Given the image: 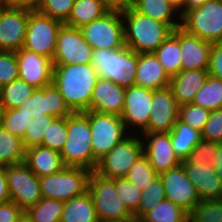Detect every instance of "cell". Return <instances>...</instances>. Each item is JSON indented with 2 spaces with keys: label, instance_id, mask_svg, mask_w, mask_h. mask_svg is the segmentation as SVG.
<instances>
[{
  "label": "cell",
  "instance_id": "6da1fadb",
  "mask_svg": "<svg viewBox=\"0 0 222 222\" xmlns=\"http://www.w3.org/2000/svg\"><path fill=\"white\" fill-rule=\"evenodd\" d=\"M55 119L48 115L46 86L36 88L22 106L3 111L2 127L22 139L25 149L42 144L44 133Z\"/></svg>",
  "mask_w": 222,
  "mask_h": 222
},
{
  "label": "cell",
  "instance_id": "ee69618b",
  "mask_svg": "<svg viewBox=\"0 0 222 222\" xmlns=\"http://www.w3.org/2000/svg\"><path fill=\"white\" fill-rule=\"evenodd\" d=\"M75 0H40L36 9L39 13L65 23L71 13Z\"/></svg>",
  "mask_w": 222,
  "mask_h": 222
},
{
  "label": "cell",
  "instance_id": "4316f807",
  "mask_svg": "<svg viewBox=\"0 0 222 222\" xmlns=\"http://www.w3.org/2000/svg\"><path fill=\"white\" fill-rule=\"evenodd\" d=\"M131 7L142 15L167 24L173 30L181 27L180 13L168 0H136ZM175 18L179 21L176 22Z\"/></svg>",
  "mask_w": 222,
  "mask_h": 222
},
{
  "label": "cell",
  "instance_id": "52a82bcc",
  "mask_svg": "<svg viewBox=\"0 0 222 222\" xmlns=\"http://www.w3.org/2000/svg\"><path fill=\"white\" fill-rule=\"evenodd\" d=\"M92 171L82 167L65 166L61 171L39 178L42 198L67 202L88 191Z\"/></svg>",
  "mask_w": 222,
  "mask_h": 222
},
{
  "label": "cell",
  "instance_id": "681fc988",
  "mask_svg": "<svg viewBox=\"0 0 222 222\" xmlns=\"http://www.w3.org/2000/svg\"><path fill=\"white\" fill-rule=\"evenodd\" d=\"M24 211L12 201L0 204V222H15Z\"/></svg>",
  "mask_w": 222,
  "mask_h": 222
},
{
  "label": "cell",
  "instance_id": "1f68e13d",
  "mask_svg": "<svg viewBox=\"0 0 222 222\" xmlns=\"http://www.w3.org/2000/svg\"><path fill=\"white\" fill-rule=\"evenodd\" d=\"M35 89L26 81L18 78L1 87L0 106L3 110L18 108L33 95Z\"/></svg>",
  "mask_w": 222,
  "mask_h": 222
},
{
  "label": "cell",
  "instance_id": "d6a6232c",
  "mask_svg": "<svg viewBox=\"0 0 222 222\" xmlns=\"http://www.w3.org/2000/svg\"><path fill=\"white\" fill-rule=\"evenodd\" d=\"M188 215L181 207L164 199L145 212L137 222H188Z\"/></svg>",
  "mask_w": 222,
  "mask_h": 222
},
{
  "label": "cell",
  "instance_id": "f5cc1de1",
  "mask_svg": "<svg viewBox=\"0 0 222 222\" xmlns=\"http://www.w3.org/2000/svg\"><path fill=\"white\" fill-rule=\"evenodd\" d=\"M212 167L222 180V143H218V150L212 162Z\"/></svg>",
  "mask_w": 222,
  "mask_h": 222
},
{
  "label": "cell",
  "instance_id": "ab89813d",
  "mask_svg": "<svg viewBox=\"0 0 222 222\" xmlns=\"http://www.w3.org/2000/svg\"><path fill=\"white\" fill-rule=\"evenodd\" d=\"M67 139V117L55 118L44 133L42 146L61 152Z\"/></svg>",
  "mask_w": 222,
  "mask_h": 222
},
{
  "label": "cell",
  "instance_id": "db71d44e",
  "mask_svg": "<svg viewBox=\"0 0 222 222\" xmlns=\"http://www.w3.org/2000/svg\"><path fill=\"white\" fill-rule=\"evenodd\" d=\"M112 9L131 7L136 0H105Z\"/></svg>",
  "mask_w": 222,
  "mask_h": 222
},
{
  "label": "cell",
  "instance_id": "9a60e30c",
  "mask_svg": "<svg viewBox=\"0 0 222 222\" xmlns=\"http://www.w3.org/2000/svg\"><path fill=\"white\" fill-rule=\"evenodd\" d=\"M152 97L153 90L136 85L126 88L121 119L131 134H142L147 129Z\"/></svg>",
  "mask_w": 222,
  "mask_h": 222
},
{
  "label": "cell",
  "instance_id": "ba28073f",
  "mask_svg": "<svg viewBox=\"0 0 222 222\" xmlns=\"http://www.w3.org/2000/svg\"><path fill=\"white\" fill-rule=\"evenodd\" d=\"M181 28L204 41L222 42V0H208L181 16Z\"/></svg>",
  "mask_w": 222,
  "mask_h": 222
},
{
  "label": "cell",
  "instance_id": "816d5d0a",
  "mask_svg": "<svg viewBox=\"0 0 222 222\" xmlns=\"http://www.w3.org/2000/svg\"><path fill=\"white\" fill-rule=\"evenodd\" d=\"M10 201L5 166L0 165V204Z\"/></svg>",
  "mask_w": 222,
  "mask_h": 222
},
{
  "label": "cell",
  "instance_id": "f35d334b",
  "mask_svg": "<svg viewBox=\"0 0 222 222\" xmlns=\"http://www.w3.org/2000/svg\"><path fill=\"white\" fill-rule=\"evenodd\" d=\"M158 175L149 163L148 158L143 154L134 162L125 178L144 190Z\"/></svg>",
  "mask_w": 222,
  "mask_h": 222
},
{
  "label": "cell",
  "instance_id": "603a6c76",
  "mask_svg": "<svg viewBox=\"0 0 222 222\" xmlns=\"http://www.w3.org/2000/svg\"><path fill=\"white\" fill-rule=\"evenodd\" d=\"M183 168L201 200L222 199V180L212 165H183Z\"/></svg>",
  "mask_w": 222,
  "mask_h": 222
},
{
  "label": "cell",
  "instance_id": "f1b7e54d",
  "mask_svg": "<svg viewBox=\"0 0 222 222\" xmlns=\"http://www.w3.org/2000/svg\"><path fill=\"white\" fill-rule=\"evenodd\" d=\"M154 54L170 78L181 72L180 27L173 30Z\"/></svg>",
  "mask_w": 222,
  "mask_h": 222
},
{
  "label": "cell",
  "instance_id": "9f6ffc18",
  "mask_svg": "<svg viewBox=\"0 0 222 222\" xmlns=\"http://www.w3.org/2000/svg\"><path fill=\"white\" fill-rule=\"evenodd\" d=\"M179 12L183 9L185 0H168Z\"/></svg>",
  "mask_w": 222,
  "mask_h": 222
},
{
  "label": "cell",
  "instance_id": "836d02e7",
  "mask_svg": "<svg viewBox=\"0 0 222 222\" xmlns=\"http://www.w3.org/2000/svg\"><path fill=\"white\" fill-rule=\"evenodd\" d=\"M25 147L22 139L0 128V165H15L24 162Z\"/></svg>",
  "mask_w": 222,
  "mask_h": 222
},
{
  "label": "cell",
  "instance_id": "4dcf8cb0",
  "mask_svg": "<svg viewBox=\"0 0 222 222\" xmlns=\"http://www.w3.org/2000/svg\"><path fill=\"white\" fill-rule=\"evenodd\" d=\"M60 222H99L91 194L87 191L64 202Z\"/></svg>",
  "mask_w": 222,
  "mask_h": 222
},
{
  "label": "cell",
  "instance_id": "680465c9",
  "mask_svg": "<svg viewBox=\"0 0 222 222\" xmlns=\"http://www.w3.org/2000/svg\"><path fill=\"white\" fill-rule=\"evenodd\" d=\"M3 108L0 106V128H2L3 123Z\"/></svg>",
  "mask_w": 222,
  "mask_h": 222
},
{
  "label": "cell",
  "instance_id": "d6986e66",
  "mask_svg": "<svg viewBox=\"0 0 222 222\" xmlns=\"http://www.w3.org/2000/svg\"><path fill=\"white\" fill-rule=\"evenodd\" d=\"M143 154L154 170L160 174L181 164L174 153L169 132L142 133Z\"/></svg>",
  "mask_w": 222,
  "mask_h": 222
},
{
  "label": "cell",
  "instance_id": "4fadbf2b",
  "mask_svg": "<svg viewBox=\"0 0 222 222\" xmlns=\"http://www.w3.org/2000/svg\"><path fill=\"white\" fill-rule=\"evenodd\" d=\"M5 172L10 201L24 212L42 199L39 177L24 162L5 166Z\"/></svg>",
  "mask_w": 222,
  "mask_h": 222
},
{
  "label": "cell",
  "instance_id": "6f0895ef",
  "mask_svg": "<svg viewBox=\"0 0 222 222\" xmlns=\"http://www.w3.org/2000/svg\"><path fill=\"white\" fill-rule=\"evenodd\" d=\"M15 222H31L29 216L23 212Z\"/></svg>",
  "mask_w": 222,
  "mask_h": 222
},
{
  "label": "cell",
  "instance_id": "277c9868",
  "mask_svg": "<svg viewBox=\"0 0 222 222\" xmlns=\"http://www.w3.org/2000/svg\"><path fill=\"white\" fill-rule=\"evenodd\" d=\"M60 154L65 166L95 171L98 161L93 155L89 111L67 117V139Z\"/></svg>",
  "mask_w": 222,
  "mask_h": 222
},
{
  "label": "cell",
  "instance_id": "7a4b0ae2",
  "mask_svg": "<svg viewBox=\"0 0 222 222\" xmlns=\"http://www.w3.org/2000/svg\"><path fill=\"white\" fill-rule=\"evenodd\" d=\"M97 79L90 64L53 65L52 82L73 113L89 111Z\"/></svg>",
  "mask_w": 222,
  "mask_h": 222
},
{
  "label": "cell",
  "instance_id": "5b68a950",
  "mask_svg": "<svg viewBox=\"0 0 222 222\" xmlns=\"http://www.w3.org/2000/svg\"><path fill=\"white\" fill-rule=\"evenodd\" d=\"M138 53L124 46L115 50H93L90 65L97 76L109 79L117 85L128 88L135 84Z\"/></svg>",
  "mask_w": 222,
  "mask_h": 222
},
{
  "label": "cell",
  "instance_id": "d590c367",
  "mask_svg": "<svg viewBox=\"0 0 222 222\" xmlns=\"http://www.w3.org/2000/svg\"><path fill=\"white\" fill-rule=\"evenodd\" d=\"M63 211L64 202L42 198L36 205L29 207L25 213L31 222H60Z\"/></svg>",
  "mask_w": 222,
  "mask_h": 222
},
{
  "label": "cell",
  "instance_id": "484cf974",
  "mask_svg": "<svg viewBox=\"0 0 222 222\" xmlns=\"http://www.w3.org/2000/svg\"><path fill=\"white\" fill-rule=\"evenodd\" d=\"M208 75V71L184 70L171 77L169 87L179 106L193 102Z\"/></svg>",
  "mask_w": 222,
  "mask_h": 222
},
{
  "label": "cell",
  "instance_id": "3957f363",
  "mask_svg": "<svg viewBox=\"0 0 222 222\" xmlns=\"http://www.w3.org/2000/svg\"><path fill=\"white\" fill-rule=\"evenodd\" d=\"M125 45L138 54L154 53L173 32L165 23L136 12L132 7L121 9Z\"/></svg>",
  "mask_w": 222,
  "mask_h": 222
},
{
  "label": "cell",
  "instance_id": "7dc6e473",
  "mask_svg": "<svg viewBox=\"0 0 222 222\" xmlns=\"http://www.w3.org/2000/svg\"><path fill=\"white\" fill-rule=\"evenodd\" d=\"M201 133L203 140L222 143V108L211 111Z\"/></svg>",
  "mask_w": 222,
  "mask_h": 222
},
{
  "label": "cell",
  "instance_id": "44dd1931",
  "mask_svg": "<svg viewBox=\"0 0 222 222\" xmlns=\"http://www.w3.org/2000/svg\"><path fill=\"white\" fill-rule=\"evenodd\" d=\"M125 90L126 88L109 79L98 77L89 110L121 117L124 109Z\"/></svg>",
  "mask_w": 222,
  "mask_h": 222
},
{
  "label": "cell",
  "instance_id": "f907efd6",
  "mask_svg": "<svg viewBox=\"0 0 222 222\" xmlns=\"http://www.w3.org/2000/svg\"><path fill=\"white\" fill-rule=\"evenodd\" d=\"M40 0H3L2 5L7 7L28 8L36 10L39 6Z\"/></svg>",
  "mask_w": 222,
  "mask_h": 222
},
{
  "label": "cell",
  "instance_id": "8992f818",
  "mask_svg": "<svg viewBox=\"0 0 222 222\" xmlns=\"http://www.w3.org/2000/svg\"><path fill=\"white\" fill-rule=\"evenodd\" d=\"M88 192L91 194L99 222H132L133 215L118 198L116 179H110L92 171Z\"/></svg>",
  "mask_w": 222,
  "mask_h": 222
},
{
  "label": "cell",
  "instance_id": "2e32d148",
  "mask_svg": "<svg viewBox=\"0 0 222 222\" xmlns=\"http://www.w3.org/2000/svg\"><path fill=\"white\" fill-rule=\"evenodd\" d=\"M31 11L0 5V51L16 52L23 47Z\"/></svg>",
  "mask_w": 222,
  "mask_h": 222
},
{
  "label": "cell",
  "instance_id": "11a10c76",
  "mask_svg": "<svg viewBox=\"0 0 222 222\" xmlns=\"http://www.w3.org/2000/svg\"><path fill=\"white\" fill-rule=\"evenodd\" d=\"M208 0H185L183 9L179 12L182 16L187 10L201 7Z\"/></svg>",
  "mask_w": 222,
  "mask_h": 222
},
{
  "label": "cell",
  "instance_id": "f6af8a7d",
  "mask_svg": "<svg viewBox=\"0 0 222 222\" xmlns=\"http://www.w3.org/2000/svg\"><path fill=\"white\" fill-rule=\"evenodd\" d=\"M46 104L48 115L55 118L68 117L73 113L53 82L46 85Z\"/></svg>",
  "mask_w": 222,
  "mask_h": 222
},
{
  "label": "cell",
  "instance_id": "7c38bea8",
  "mask_svg": "<svg viewBox=\"0 0 222 222\" xmlns=\"http://www.w3.org/2000/svg\"><path fill=\"white\" fill-rule=\"evenodd\" d=\"M64 23L32 10L26 27L23 47L26 50L53 59L58 33Z\"/></svg>",
  "mask_w": 222,
  "mask_h": 222
},
{
  "label": "cell",
  "instance_id": "d4e9b609",
  "mask_svg": "<svg viewBox=\"0 0 222 222\" xmlns=\"http://www.w3.org/2000/svg\"><path fill=\"white\" fill-rule=\"evenodd\" d=\"M24 163L39 178L57 173L65 167L60 152L42 145L27 148Z\"/></svg>",
  "mask_w": 222,
  "mask_h": 222
},
{
  "label": "cell",
  "instance_id": "c3c4849f",
  "mask_svg": "<svg viewBox=\"0 0 222 222\" xmlns=\"http://www.w3.org/2000/svg\"><path fill=\"white\" fill-rule=\"evenodd\" d=\"M208 74L222 79V42L213 43Z\"/></svg>",
  "mask_w": 222,
  "mask_h": 222
},
{
  "label": "cell",
  "instance_id": "30bf717a",
  "mask_svg": "<svg viewBox=\"0 0 222 222\" xmlns=\"http://www.w3.org/2000/svg\"><path fill=\"white\" fill-rule=\"evenodd\" d=\"M89 124L94 158L99 161L131 133L120 116L89 110Z\"/></svg>",
  "mask_w": 222,
  "mask_h": 222
},
{
  "label": "cell",
  "instance_id": "ffe728a7",
  "mask_svg": "<svg viewBox=\"0 0 222 222\" xmlns=\"http://www.w3.org/2000/svg\"><path fill=\"white\" fill-rule=\"evenodd\" d=\"M19 78L34 88H42L52 83L53 62L51 59L24 48L15 52Z\"/></svg>",
  "mask_w": 222,
  "mask_h": 222
},
{
  "label": "cell",
  "instance_id": "5bb4252c",
  "mask_svg": "<svg viewBox=\"0 0 222 222\" xmlns=\"http://www.w3.org/2000/svg\"><path fill=\"white\" fill-rule=\"evenodd\" d=\"M93 49L79 28L63 25L58 33L53 65L90 64Z\"/></svg>",
  "mask_w": 222,
  "mask_h": 222
},
{
  "label": "cell",
  "instance_id": "b9f144b4",
  "mask_svg": "<svg viewBox=\"0 0 222 222\" xmlns=\"http://www.w3.org/2000/svg\"><path fill=\"white\" fill-rule=\"evenodd\" d=\"M211 111L190 103L179 106L178 119L192 128L202 131L209 119Z\"/></svg>",
  "mask_w": 222,
  "mask_h": 222
},
{
  "label": "cell",
  "instance_id": "7402d4cb",
  "mask_svg": "<svg viewBox=\"0 0 222 222\" xmlns=\"http://www.w3.org/2000/svg\"><path fill=\"white\" fill-rule=\"evenodd\" d=\"M213 43L187 33L180 27L181 71H208Z\"/></svg>",
  "mask_w": 222,
  "mask_h": 222
},
{
  "label": "cell",
  "instance_id": "74e56055",
  "mask_svg": "<svg viewBox=\"0 0 222 222\" xmlns=\"http://www.w3.org/2000/svg\"><path fill=\"white\" fill-rule=\"evenodd\" d=\"M191 222H222V199L201 200L188 215Z\"/></svg>",
  "mask_w": 222,
  "mask_h": 222
},
{
  "label": "cell",
  "instance_id": "e575fe53",
  "mask_svg": "<svg viewBox=\"0 0 222 222\" xmlns=\"http://www.w3.org/2000/svg\"><path fill=\"white\" fill-rule=\"evenodd\" d=\"M192 103L210 111L222 108V79L208 75Z\"/></svg>",
  "mask_w": 222,
  "mask_h": 222
},
{
  "label": "cell",
  "instance_id": "8d00e7d4",
  "mask_svg": "<svg viewBox=\"0 0 222 222\" xmlns=\"http://www.w3.org/2000/svg\"><path fill=\"white\" fill-rule=\"evenodd\" d=\"M116 193L128 211L133 215L135 221H137L138 205L142 198V190L126 178H117Z\"/></svg>",
  "mask_w": 222,
  "mask_h": 222
},
{
  "label": "cell",
  "instance_id": "ac0fdd59",
  "mask_svg": "<svg viewBox=\"0 0 222 222\" xmlns=\"http://www.w3.org/2000/svg\"><path fill=\"white\" fill-rule=\"evenodd\" d=\"M179 115V105L171 88L153 90L151 113L147 129L143 133L170 132Z\"/></svg>",
  "mask_w": 222,
  "mask_h": 222
},
{
  "label": "cell",
  "instance_id": "cb8c5ba5",
  "mask_svg": "<svg viewBox=\"0 0 222 222\" xmlns=\"http://www.w3.org/2000/svg\"><path fill=\"white\" fill-rule=\"evenodd\" d=\"M170 79L154 53L138 54L134 85L156 90L168 87Z\"/></svg>",
  "mask_w": 222,
  "mask_h": 222
},
{
  "label": "cell",
  "instance_id": "bcb514c9",
  "mask_svg": "<svg viewBox=\"0 0 222 222\" xmlns=\"http://www.w3.org/2000/svg\"><path fill=\"white\" fill-rule=\"evenodd\" d=\"M19 78L15 52L0 51V86L3 87Z\"/></svg>",
  "mask_w": 222,
  "mask_h": 222
},
{
  "label": "cell",
  "instance_id": "8fae6325",
  "mask_svg": "<svg viewBox=\"0 0 222 222\" xmlns=\"http://www.w3.org/2000/svg\"><path fill=\"white\" fill-rule=\"evenodd\" d=\"M141 155L143 142L140 134H130L98 161L95 172L110 179L125 178Z\"/></svg>",
  "mask_w": 222,
  "mask_h": 222
},
{
  "label": "cell",
  "instance_id": "83f0119b",
  "mask_svg": "<svg viewBox=\"0 0 222 222\" xmlns=\"http://www.w3.org/2000/svg\"><path fill=\"white\" fill-rule=\"evenodd\" d=\"M112 8L105 0H75L68 20L64 23L73 28L101 18Z\"/></svg>",
  "mask_w": 222,
  "mask_h": 222
},
{
  "label": "cell",
  "instance_id": "e0dca14e",
  "mask_svg": "<svg viewBox=\"0 0 222 222\" xmlns=\"http://www.w3.org/2000/svg\"><path fill=\"white\" fill-rule=\"evenodd\" d=\"M159 175L163 181L165 199L181 207L188 214L201 201L182 164Z\"/></svg>",
  "mask_w": 222,
  "mask_h": 222
},
{
  "label": "cell",
  "instance_id": "60d3db41",
  "mask_svg": "<svg viewBox=\"0 0 222 222\" xmlns=\"http://www.w3.org/2000/svg\"><path fill=\"white\" fill-rule=\"evenodd\" d=\"M142 198L138 205V219L154 205L165 199L163 181L160 175L156 176L150 184L142 190Z\"/></svg>",
  "mask_w": 222,
  "mask_h": 222
},
{
  "label": "cell",
  "instance_id": "f546056e",
  "mask_svg": "<svg viewBox=\"0 0 222 222\" xmlns=\"http://www.w3.org/2000/svg\"><path fill=\"white\" fill-rule=\"evenodd\" d=\"M174 153L184 161L194 147L202 140V133L188 124L177 119L173 129L169 132Z\"/></svg>",
  "mask_w": 222,
  "mask_h": 222
},
{
  "label": "cell",
  "instance_id": "7bdbcfd3",
  "mask_svg": "<svg viewBox=\"0 0 222 222\" xmlns=\"http://www.w3.org/2000/svg\"><path fill=\"white\" fill-rule=\"evenodd\" d=\"M218 150V143L201 140L187 156V158L181 162L182 165H212L214 157Z\"/></svg>",
  "mask_w": 222,
  "mask_h": 222
},
{
  "label": "cell",
  "instance_id": "9c48e42d",
  "mask_svg": "<svg viewBox=\"0 0 222 222\" xmlns=\"http://www.w3.org/2000/svg\"><path fill=\"white\" fill-rule=\"evenodd\" d=\"M79 29L93 50H115L126 46L121 9H111L101 18L93 20Z\"/></svg>",
  "mask_w": 222,
  "mask_h": 222
}]
</instances>
